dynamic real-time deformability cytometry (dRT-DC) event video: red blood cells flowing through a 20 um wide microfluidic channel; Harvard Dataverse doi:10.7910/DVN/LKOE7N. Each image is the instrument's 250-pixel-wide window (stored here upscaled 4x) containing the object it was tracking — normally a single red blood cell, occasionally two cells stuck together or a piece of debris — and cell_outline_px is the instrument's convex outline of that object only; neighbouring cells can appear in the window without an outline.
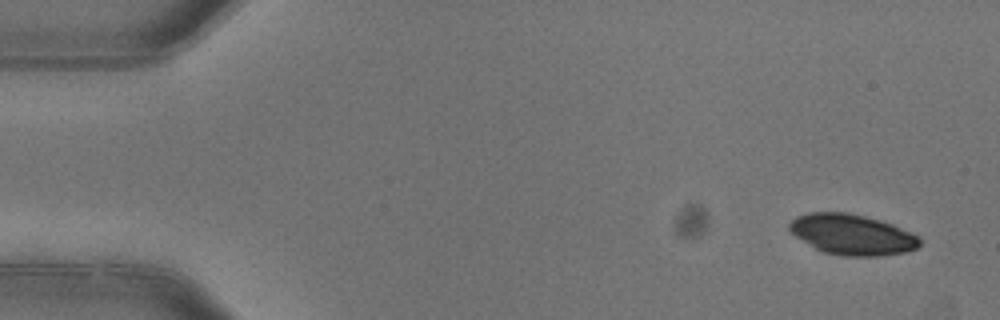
{"species": "common noctule bat (a hibernating species)", "species_latin": "Nyctalus noctula", "temperature_condition": "warm", "stored_images_in_passage": 6, "camera_frame_rate_fps": 3000, "um_per_image_px": 0.085, "animal": {"sex": "female"}, "frame": {"image": 1, "passage_image": 1, "time_ms": 0.0, "image_size_px": [1000, 320], "cell_outline_px": [[920, 248], [904, 252], [880, 256], [844, 256], [824, 252], [816, 248], [796, 236], [788, 228], [788, 224], [796, 216], [808, 212], [848, 212], [880, 220], [892, 224], [920, 236]], "centroid_in_image_um": [72.45, 19.93], "position_along_channel_um": 12.5, "area_um2": 30.81}}
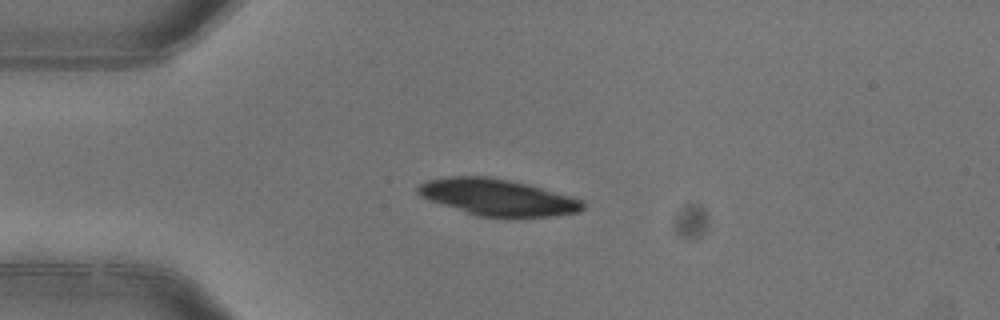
{"frame": {"image": 2, "passage_image": 4, "time_ms": 1.0, "image_size_px": [1000, 320], "cell_outline_px": [[584, 208], [580, 212], [552, 216], [480, 216], [428, 200], [420, 196], [416, 192], [416, 188], [420, 184], [428, 180], [448, 176], [488, 176], [508, 180], [572, 196], [584, 200]], "centroid_in_image_um": [42.28, 16.76], "position_along_channel_um": 42.7, "area_um2": 34.62}}